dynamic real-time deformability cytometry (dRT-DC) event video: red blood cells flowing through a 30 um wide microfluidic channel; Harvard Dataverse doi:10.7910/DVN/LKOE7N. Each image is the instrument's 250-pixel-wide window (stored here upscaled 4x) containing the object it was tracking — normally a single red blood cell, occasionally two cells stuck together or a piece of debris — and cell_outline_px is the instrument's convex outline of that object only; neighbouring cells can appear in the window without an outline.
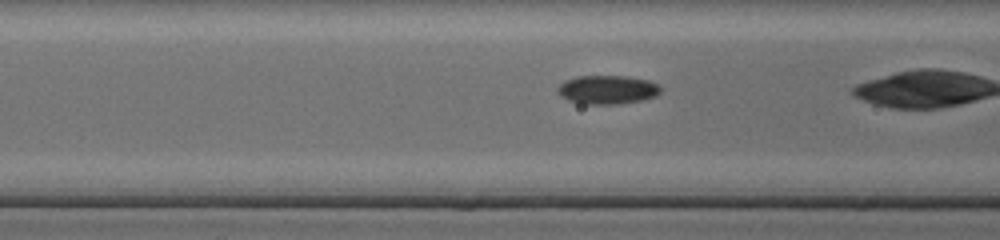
{"species": "common noctule bat (a hibernating species)", "species_latin": "Nyctalus noctula", "temperature_condition": "cold", "stored_images_in_passage": 34, "camera_frame_rate_fps": 3000, "um_per_image_px": 0.085, "animal": {"sex": "female", "body_mass_g": 17.0, "forearm_length_mm": 48.0}, "frame": {"image": 1, "passage_image": 16, "time_ms": 5.0, "image_size_px": [1000, 240], "cell_outline_px": [[660, 92], [656, 96], [644, 100], [620, 104], [580, 104], [568, 100], [560, 96], [556, 92], [556, 88], [564, 80], [576, 76], [628, 76], [648, 80], [660, 84]], "centroid_in_image_um": [51.61, 7.62], "position_along_channel_um": 115.0, "area_um2": 17.63}}